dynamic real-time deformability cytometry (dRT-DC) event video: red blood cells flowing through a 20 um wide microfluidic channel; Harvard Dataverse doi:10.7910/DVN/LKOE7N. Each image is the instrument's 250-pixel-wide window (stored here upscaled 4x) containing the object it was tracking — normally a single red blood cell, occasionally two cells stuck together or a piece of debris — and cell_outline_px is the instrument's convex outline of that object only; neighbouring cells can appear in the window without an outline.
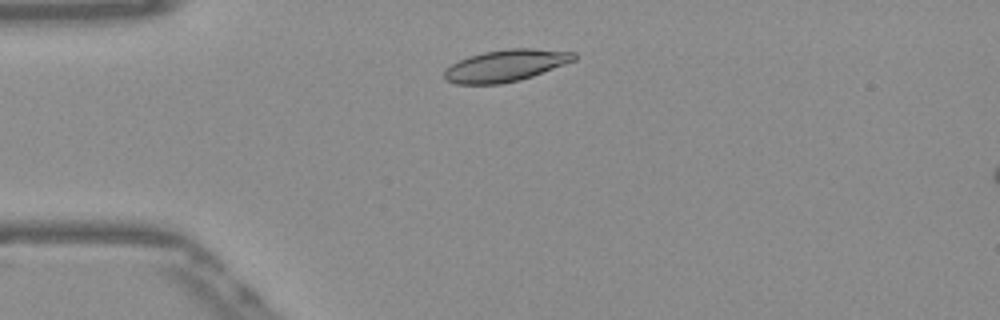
{"species": "Egyptian fruit bat (a non-hibernating species)", "species_latin": "Rousettus aegyptiacus", "temperature_condition": "warm", "stored_images_in_passage": 46, "camera_frame_rate_fps": 3000, "um_per_image_px": 0.085, "frame": {"image": 1, "passage_image": 7, "time_ms": 2.0, "image_size_px": [1000, 320], "cell_outline_px": [[576, 60], [532, 76], [520, 80], [500, 84], [456, 84], [444, 80], [444, 68], [468, 56], [484, 52], [508, 48], [532, 48], [576, 52]], "centroid_in_image_um": [42.97, 5.57], "position_along_channel_um": 42.0, "area_um2": 24.16}}
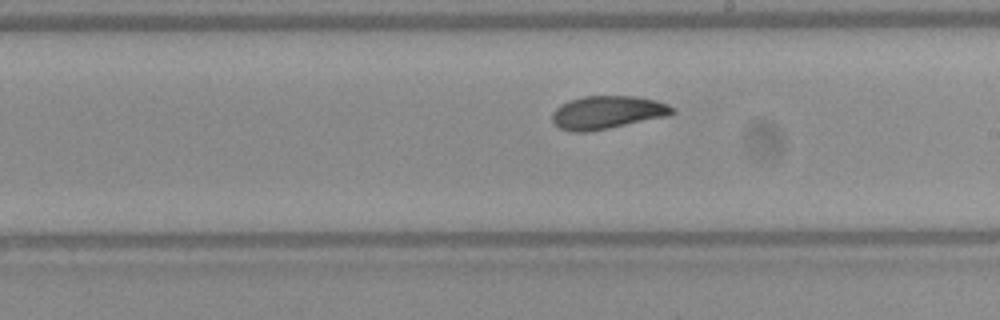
{"frame": {"image": 2, "passage_image": 24, "time_ms": 7.667, "image_size_px": [1000, 320], "cell_outline_px": [[676, 112], [668, 116], [588, 132], [572, 132], [560, 128], [552, 120], [552, 112], [560, 104], [568, 100], [584, 96], [636, 96], [656, 100], [668, 104], [676, 108]], "centroid_in_image_um": [51.63, 9.54], "position_along_channel_um": 237.4, "area_um2": 23.29}}
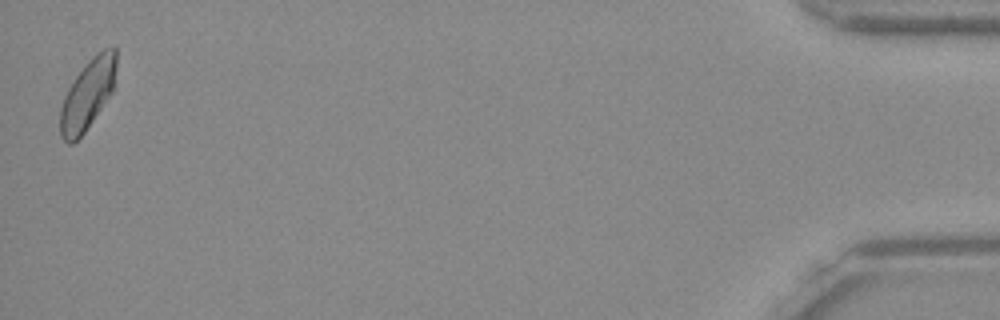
{"frame": {"image": 3, "passage_image": 46, "time_ms": 15.0, "image_size_px": [1000, 320], "cell_outline_px": [[116, 68], [112, 92], [84, 132], [72, 144], [68, 144], [60, 136], [60, 108], [64, 96], [68, 88], [76, 76], [88, 60], [96, 52], [104, 48], [116, 48]], "centroid_in_image_um": [7.43, 8.01], "position_along_channel_um": 427.8, "area_um2": 22.66}, "authors_computed_cell_mechanics": {"area_um2": 23.1489, "velocity_mm_per_s": 3.8588, "shape_relaxation_time_tau1_ms": 5.4289, "shape_relaxation_time_tau2_ms": 1.5012, "deformation_change_tau1": 0.1474, "deformation_change_tau2": 0.0541}}